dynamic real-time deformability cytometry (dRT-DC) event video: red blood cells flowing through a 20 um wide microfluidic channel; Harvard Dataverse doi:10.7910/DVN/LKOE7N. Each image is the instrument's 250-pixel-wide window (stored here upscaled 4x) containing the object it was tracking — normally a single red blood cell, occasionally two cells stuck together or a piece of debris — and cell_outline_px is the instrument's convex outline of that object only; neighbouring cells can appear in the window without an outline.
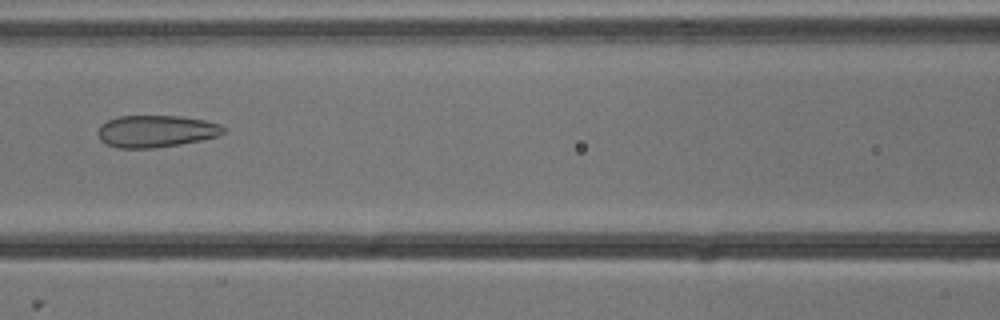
{"species": "common noctule bat (a hibernating species)", "species_latin": "Nyctalus noctula", "temperature_condition": "cold", "stored_images_in_passage": 8, "camera_frame_rate_fps": 3000, "um_per_image_px": 0.085, "animal": {"sex": "male", "body_mass_g": 13.3}, "frame": {"image": 1, "passage_image": 7, "time_ms": 2.0, "image_size_px": [1000, 320], "cell_outline_px": [[224, 132], [220, 136], [180, 144], [152, 148], [116, 148], [100, 140], [100, 124], [108, 120], [120, 116], [180, 116], [204, 120], [220, 124], [224, 128]], "centroid_in_image_um": [13.28, 11.15], "position_along_channel_um": 153.3, "area_um2": 23.24}}
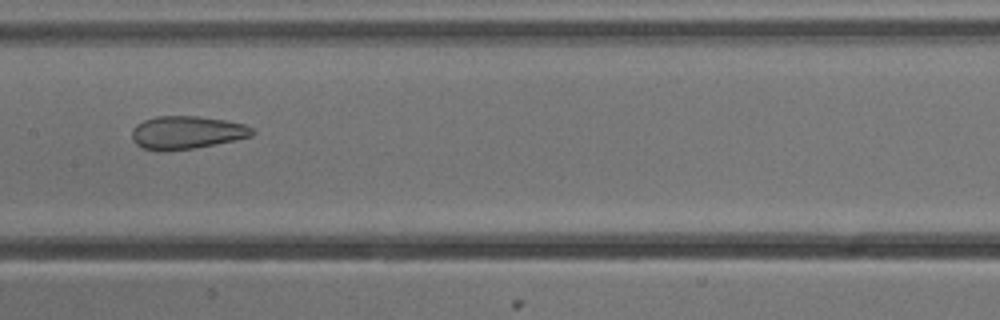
{"frame": {"image": 2, "passage_image": 8, "time_ms": 2.333, "image_size_px": [1000, 320], "cell_outline_px": [[256, 132], [252, 136], [236, 140], [192, 148], [144, 148], [136, 144], [132, 140], [132, 128], [136, 124], [144, 120], [156, 116], [196, 116], [224, 120], [244, 124], [252, 128]], "centroid_in_image_um": [15.9, 11.22], "position_along_channel_um": 191.5, "area_um2": 22.48}}